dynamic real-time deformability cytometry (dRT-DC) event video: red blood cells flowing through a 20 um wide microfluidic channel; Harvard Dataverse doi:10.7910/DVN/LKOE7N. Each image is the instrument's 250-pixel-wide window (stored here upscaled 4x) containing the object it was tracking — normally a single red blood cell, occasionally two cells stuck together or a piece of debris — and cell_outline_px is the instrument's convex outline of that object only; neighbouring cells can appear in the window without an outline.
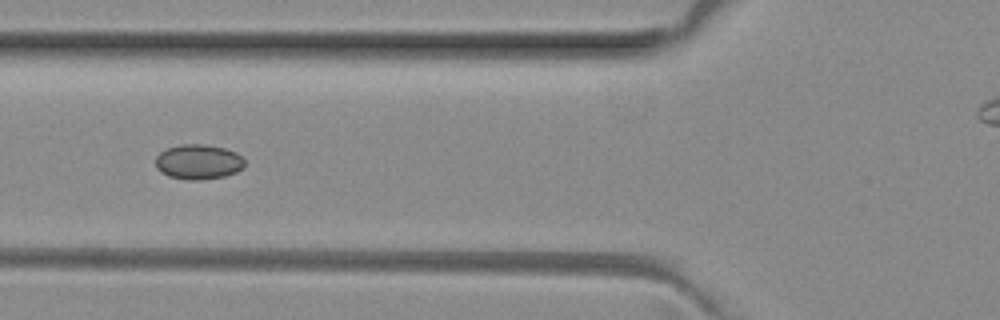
{"species": "common noctule bat (a hibernating species)", "species_latin": "Nyctalus noctula", "temperature_condition": "room temperature", "stored_images_in_passage": 4, "camera_frame_rate_fps": 3000, "um_per_image_px": 0.085, "animal": {"sex": "female", "body_mass_g": 29.2, "forearm_length_mm": 56.3}, "frame": {"image": 1, "passage_image": 3, "time_ms": 0.667, "image_size_px": [1000, 320], "cell_outline_px": [[244, 168], [236, 172], [224, 176], [200, 180], [188, 180], [168, 176], [160, 172], [156, 168], [156, 156], [160, 152], [168, 148], [180, 144], [204, 144], [224, 148], [236, 152], [244, 160]], "centroid_in_image_um": [16.85, 13.76], "position_along_channel_um": 108.9, "area_um2": 18.21}}
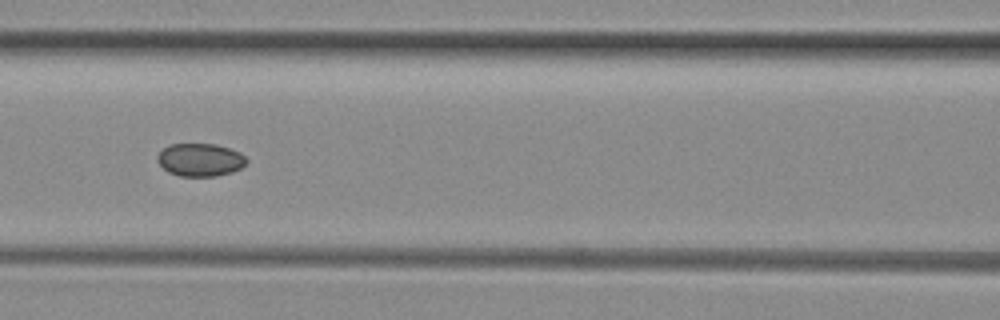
{"frame": {"image": 2, "passage_image": 4, "time_ms": 1.0, "image_size_px": [1000, 320], "cell_outline_px": [[248, 160], [240, 168], [232, 172], [216, 176], [180, 176], [168, 172], [156, 160], [156, 156], [168, 144], [216, 144], [240, 152]], "centroid_in_image_um": [17.0, 13.58], "position_along_channel_um": 149.6, "area_um2": 17.05}}